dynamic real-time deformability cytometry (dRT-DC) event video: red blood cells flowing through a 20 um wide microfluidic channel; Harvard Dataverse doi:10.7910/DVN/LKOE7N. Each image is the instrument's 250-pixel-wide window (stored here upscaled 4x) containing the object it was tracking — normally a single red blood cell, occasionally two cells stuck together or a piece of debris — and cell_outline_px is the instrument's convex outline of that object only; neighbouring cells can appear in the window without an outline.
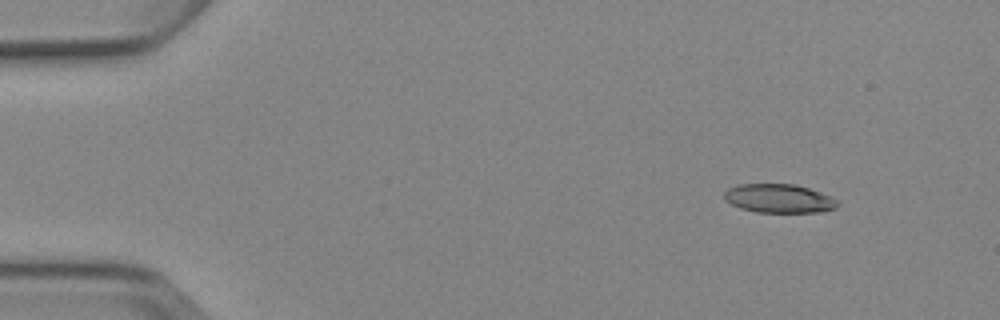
{"species": "Egyptian fruit bat (a non-hibernating species)", "species_latin": "Rousettus aegyptiacus", "temperature_condition": "cold", "stored_images_in_passage": 6, "camera_frame_rate_fps": 3000, "um_per_image_px": 0.085, "animal": {"sex": "female"}, "frame": {"image": 1, "passage_image": 2, "time_ms": 1.0, "image_size_px": [1000, 320], "cell_outline_px": [[840, 204], [836, 208], [824, 212], [756, 212], [740, 208], [724, 200], [724, 192], [728, 188], [740, 184], [796, 184], [832, 196]], "centroid_in_image_um": [66.23, 16.87], "position_along_channel_um": 18.8, "area_um2": 19.13}}
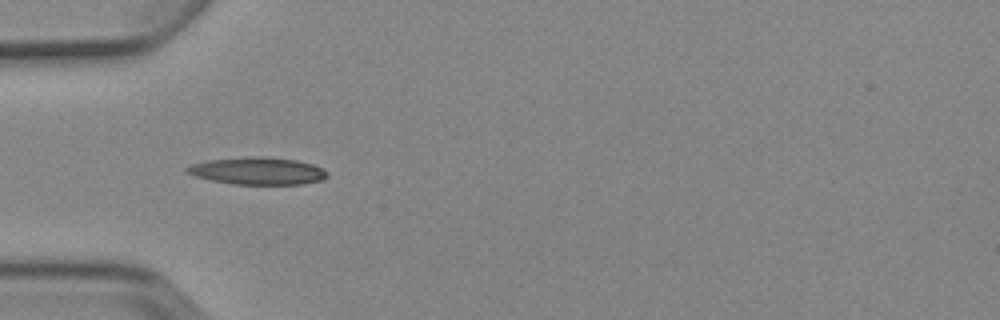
{"frame": {"image": 2, "passage_image": 5, "time_ms": 4.667, "image_size_px": [1000, 320], "cell_outline_px": [[328, 176], [320, 180], [304, 184], [232, 184], [212, 180], [196, 176], [184, 172], [184, 168], [192, 164], [208, 160], [248, 156], [260, 156], [296, 160], [312, 164], [328, 172]], "centroid_in_image_um": [21.87, 14.52], "position_along_channel_um": 63.1, "area_um2": 22.25}}
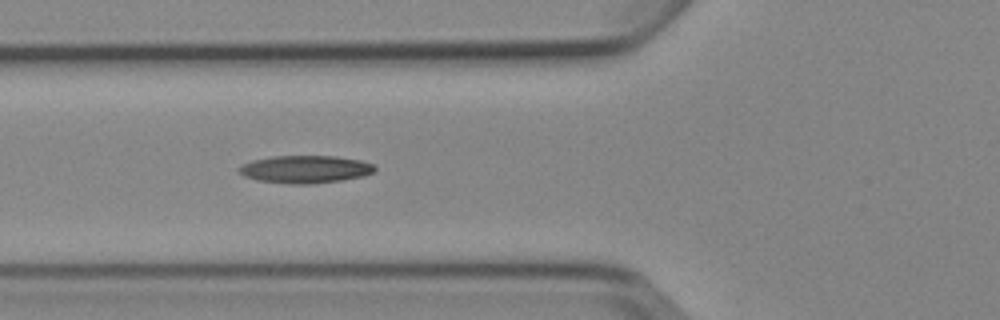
{"frame": {"image": 3, "passage_image": 6, "time_ms": 5.667, "image_size_px": [1000, 320], "cell_outline_px": [[376, 168], [372, 172], [364, 176], [344, 180], [312, 184], [288, 184], [260, 180], [244, 176], [240, 172], [240, 164], [252, 160], [272, 156], [336, 156], [360, 160], [372, 164]], "centroid_in_image_um": [25.95, 14.39], "position_along_channel_um": 99.8, "area_um2": 21.85}}